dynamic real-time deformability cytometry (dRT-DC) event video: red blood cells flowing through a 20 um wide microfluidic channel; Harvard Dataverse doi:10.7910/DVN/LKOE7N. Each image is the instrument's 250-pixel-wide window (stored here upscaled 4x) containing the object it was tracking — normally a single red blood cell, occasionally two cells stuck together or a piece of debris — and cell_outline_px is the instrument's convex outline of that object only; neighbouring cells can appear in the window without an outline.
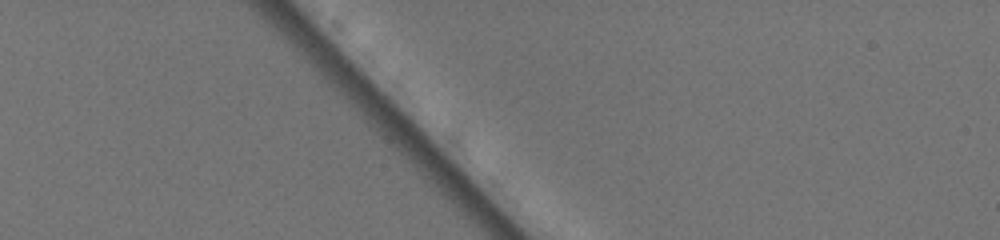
{"species": "common noctule bat (a hibernating species)", "species_latin": "Nyctalus noctula", "temperature_condition": "warm", "stored_images_in_passage": 1, "camera_frame_rate_fps": 3000, "um_per_image_px": 0.085, "animal": {"sex": "female", "body_mass_g": 19.5, "forearm_length_mm": 54.1}, "frame": {"image": 1, "passage_image": 1, "time_ms": 0.0, "image_size_px": [1000, 240], "cell_outline_px": [[512, 120], [492, 124], [484, 124], [476, 120], [468, 104], [468, 92], [472, 72], [496, 84], [512, 108]], "centroid_in_image_um": [41.47, 8.64], "position_along_channel_um": 43.5, "area_um2": 11.33}}